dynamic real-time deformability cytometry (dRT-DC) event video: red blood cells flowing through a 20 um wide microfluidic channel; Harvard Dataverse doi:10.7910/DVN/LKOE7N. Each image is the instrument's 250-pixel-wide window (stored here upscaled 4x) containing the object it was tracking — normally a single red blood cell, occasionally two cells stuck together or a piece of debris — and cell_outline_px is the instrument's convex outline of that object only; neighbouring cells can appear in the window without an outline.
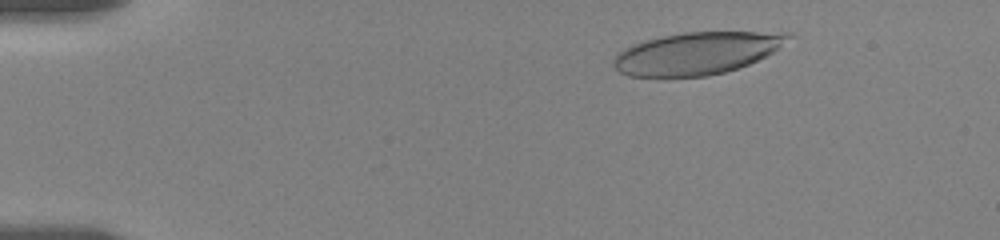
{"species": "human", "species_latin": "Homo sapiens", "temperature_condition": "room temperature", "stored_images_in_passage": 32, "camera_frame_rate_fps": 3000, "um_per_image_px": 0.085, "donor": {"sex": "female"}, "frame": {"image": 1, "passage_image": 8, "time_ms": 1.667, "image_size_px": [1000, 240], "cell_outline_px": [[796, 36], [772, 52], [748, 64], [724, 72], [708, 76], [628, 76], [620, 72], [612, 64], [612, 60], [616, 52], [632, 44], [644, 40], [684, 32], [788, 32]], "centroid_in_image_um": [59.22, 4.51], "position_along_channel_um": 25.8, "area_um2": 42.95}}
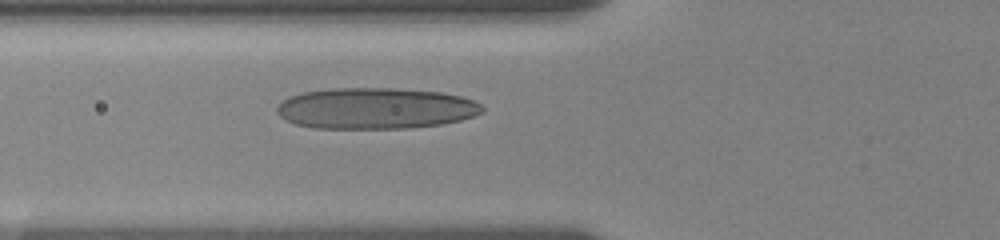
{"frame": {"image": 2, "passage_image": 22, "time_ms": 6.0, "image_size_px": [1000, 240], "cell_outline_px": [[484, 112], [460, 120], [440, 124], [408, 128], [316, 128], [296, 124], [280, 116], [276, 112], [276, 108], [288, 96], [304, 92], [332, 88], [396, 88], [440, 92], [460, 96], [472, 100], [480, 104], [484, 108]], "centroid_in_image_um": [31.92, 9.2], "position_along_channel_um": 93.9, "area_um2": 49.07}}
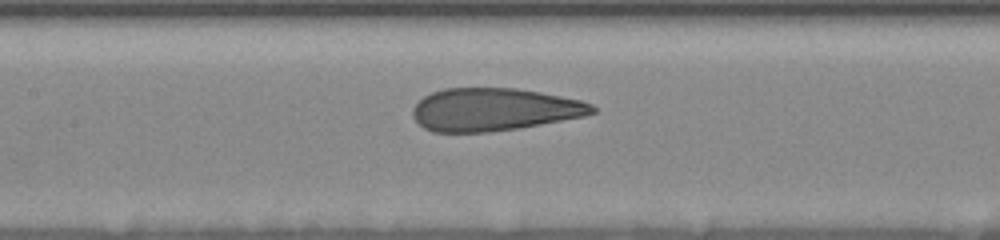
{"frame": {"image": 3, "passage_image": 29, "time_ms": 8.0, "image_size_px": [1000, 240], "cell_outline_px": [[596, 112], [584, 116], [520, 128], [488, 132], [432, 132], [424, 128], [412, 116], [412, 108], [424, 96], [432, 92], [444, 88], [516, 88], [540, 92], [580, 100], [592, 104], [596, 108]], "centroid_in_image_um": [41.98, 9.31], "position_along_channel_um": 165.4, "area_um2": 44.74}}